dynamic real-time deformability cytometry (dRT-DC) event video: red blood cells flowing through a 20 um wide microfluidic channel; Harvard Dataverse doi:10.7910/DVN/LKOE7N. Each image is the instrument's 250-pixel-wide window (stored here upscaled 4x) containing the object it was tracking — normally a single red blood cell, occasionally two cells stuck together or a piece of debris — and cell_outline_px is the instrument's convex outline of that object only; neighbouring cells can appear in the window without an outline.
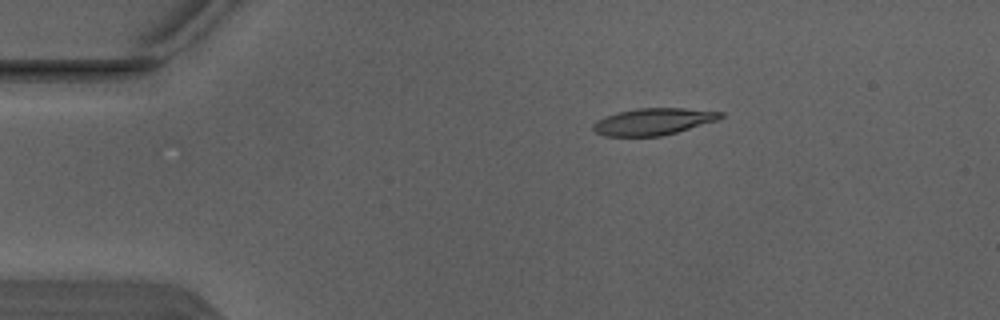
{"species": "Egyptian fruit bat (a non-hibernating species)", "species_latin": "Rousettus aegyptiacus", "temperature_condition": "warm", "stored_images_in_passage": 3, "camera_frame_rate_fps": 3000, "um_per_image_px": 0.085, "animal": {"sex": "male"}, "frame": {"image": 1, "passage_image": 1, "time_ms": 0.0, "image_size_px": [1000, 320], "cell_outline_px": [[724, 116], [716, 120], [676, 132], [660, 136], [604, 136], [596, 132], [592, 128], [592, 124], [596, 120], [604, 116], [616, 112], [636, 108], [684, 108], [724, 112]], "centroid_in_image_um": [55.48, 10.32], "position_along_channel_um": 29.5, "area_um2": 19.88}}
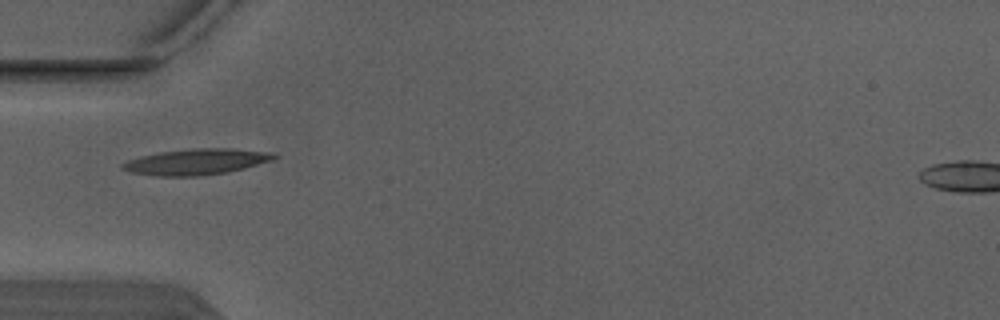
{"frame": {"image": 2, "passage_image": 3, "time_ms": 0.667, "image_size_px": [1000, 320], "cell_outline_px": [[280, 156], [272, 160], [244, 168], [228, 172], [200, 176], [156, 176], [132, 172], [120, 168], [120, 164], [128, 160], [160, 152], [192, 148], [232, 148], [272, 152]], "centroid_in_image_um": [16.73, 13.75], "position_along_channel_um": 68.3, "area_um2": 22.89}}